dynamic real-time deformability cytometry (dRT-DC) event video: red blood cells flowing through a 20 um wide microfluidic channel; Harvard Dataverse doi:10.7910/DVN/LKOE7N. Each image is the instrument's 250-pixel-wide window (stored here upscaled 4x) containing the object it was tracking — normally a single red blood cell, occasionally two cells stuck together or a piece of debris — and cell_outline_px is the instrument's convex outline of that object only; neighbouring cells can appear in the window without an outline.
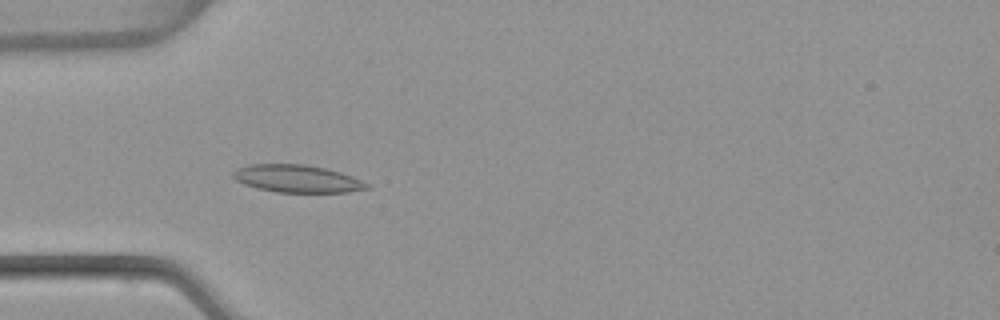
{"species": "common noctule bat (a hibernating species)", "species_latin": "Nyctalus noctula", "temperature_condition": "warm", "stored_images_in_passage": 54, "camera_frame_rate_fps": 3000, "um_per_image_px": 0.085, "animal": {"sex": "female", "body_mass_g": 22.7, "forearm_length_mm": 54.2}, "frame": {"image": 1, "passage_image": 17, "time_ms": 5.333, "image_size_px": [1000, 320], "cell_outline_px": [[372, 188], [348, 192], [276, 192], [256, 188], [244, 184], [236, 180], [232, 176], [232, 172], [248, 164], [304, 164], [324, 168], [340, 172], [352, 176], [368, 184]], "centroid_in_image_um": [25.25, 15.19], "position_along_channel_um": 59.7, "area_um2": 21.39}}
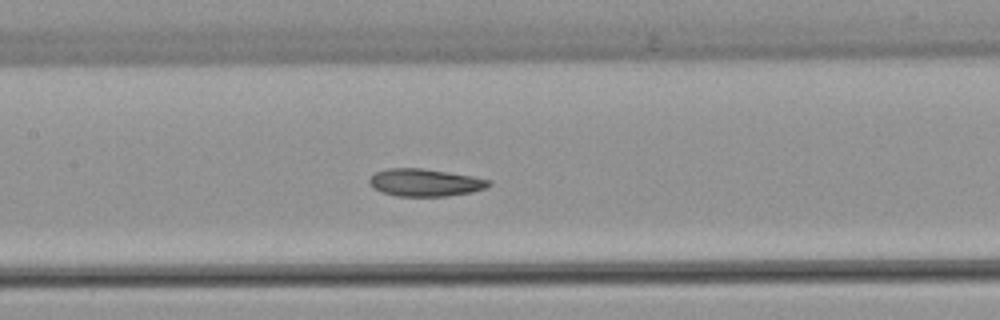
{"frame": {"image": 2, "passage_image": 26, "time_ms": 8.333, "image_size_px": [1000, 320], "cell_outline_px": [[492, 184], [488, 188], [472, 192], [448, 196], [396, 196], [372, 188], [368, 180], [376, 172], [388, 168], [424, 168], [472, 176], [492, 180]], "centroid_in_image_um": [36.17, 15.52], "position_along_channel_um": 171.2, "area_um2": 19.25}}
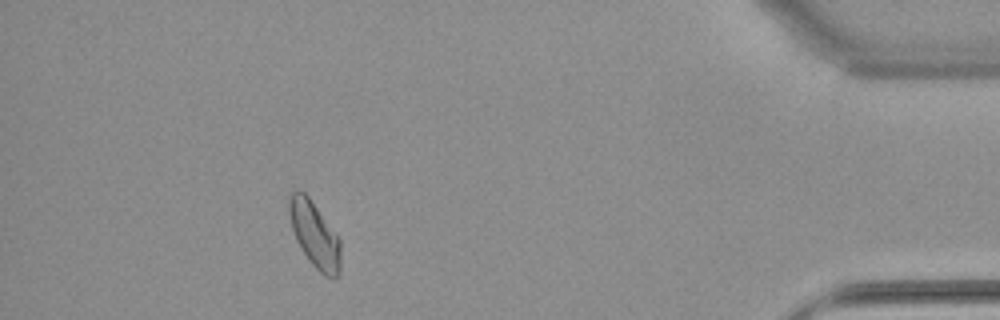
{"frame": {"image": 3, "passage_image": 49, "time_ms": 16.0, "image_size_px": [1000, 320], "cell_outline_px": [[340, 276], [336, 280], [324, 276], [308, 260], [300, 248], [296, 240], [292, 228], [288, 212], [288, 196], [296, 188], [304, 192], [308, 196], [340, 240]], "centroid_in_image_um": [26.73, 19.97], "position_along_channel_um": 408.5, "area_um2": 19.88}, "authors_computed_cell_mechanics": {"area_um2": 19.9988, "velocity_mm_per_s": 3.8202, "shape_relaxation_time_tau1_ms": null, "shape_relaxation_time_tau2_ms": 5.9519, "deformation_change_tau1": null, "deformation_change_tau2": 0.1258}}